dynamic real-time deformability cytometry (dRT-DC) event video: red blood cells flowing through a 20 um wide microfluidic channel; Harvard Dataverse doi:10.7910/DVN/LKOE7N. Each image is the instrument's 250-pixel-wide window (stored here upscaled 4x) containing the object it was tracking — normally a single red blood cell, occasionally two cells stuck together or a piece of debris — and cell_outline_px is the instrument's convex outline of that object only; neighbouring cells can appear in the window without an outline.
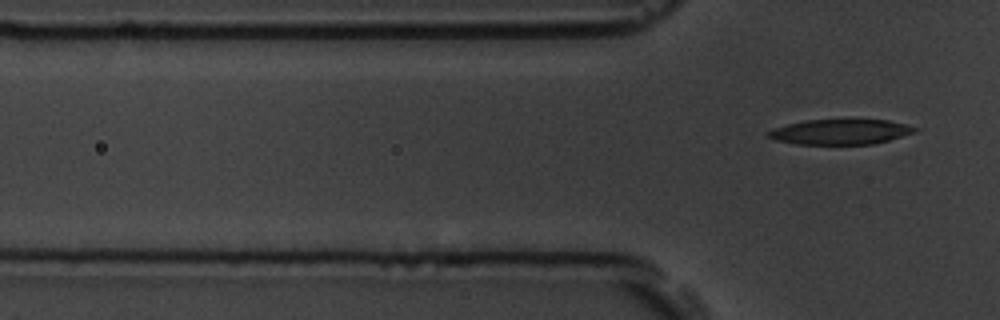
{"species": "common noctule bat (a hibernating species)", "species_latin": "Nyctalus noctula", "temperature_condition": "room temperature", "stored_images_in_passage": 5, "segment_of_instrument_passage": [2, 2], "camera_frame_rate_fps": 3000, "um_per_image_px": 0.085, "animal": {"sex": "male", "body_mass_g": 19.5, "forearm_length_mm": 54.6}, "frame": {"image": 1, "passage_image": 5, "time_ms": 6.333, "image_size_px": [1000, 320], "cell_outline_px": [[920, 128], [916, 132], [888, 140], [872, 144], [796, 144], [776, 140], [768, 136], [768, 132], [772, 128], [804, 120], [888, 120]], "centroid_in_image_um": [71.44, 11.2], "position_along_channel_um": 54.4, "area_um2": 21.33}}